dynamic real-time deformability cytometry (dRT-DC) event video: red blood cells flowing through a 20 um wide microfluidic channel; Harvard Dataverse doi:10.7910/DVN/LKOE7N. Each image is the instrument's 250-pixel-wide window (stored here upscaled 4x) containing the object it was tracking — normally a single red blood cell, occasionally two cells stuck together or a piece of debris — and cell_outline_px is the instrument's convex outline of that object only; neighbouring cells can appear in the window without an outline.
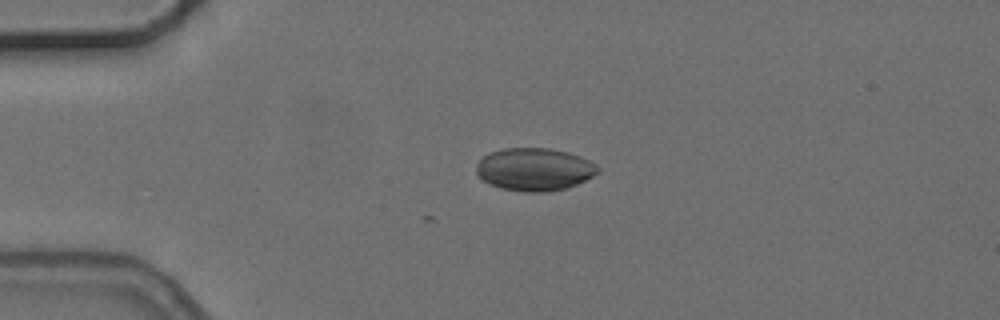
{"species": "common noctule bat (a hibernating species)", "species_latin": "Nyctalus noctula", "temperature_condition": "cold", "stored_images_in_passage": 1, "camera_frame_rate_fps": 3000, "um_per_image_px": 0.085, "animal": {"sex": "female", "body_mass_g": 24.6, "forearm_length_mm": 56.2}, "frame": {"image": 1, "passage_image": 1, "time_ms": 0.0, "image_size_px": [1000, 320], "cell_outline_px": [[600, 172], [568, 188], [548, 192], [524, 192], [500, 188], [484, 180], [476, 172], [476, 164], [488, 152], [504, 148], [548, 148], [568, 152], [580, 156], [596, 164], [600, 168]], "centroid_in_image_um": [45.44, 14.39], "position_along_channel_um": 39.6, "area_um2": 30.35}}